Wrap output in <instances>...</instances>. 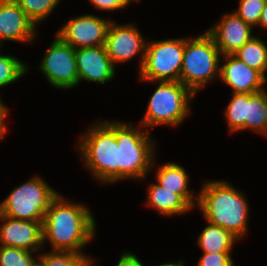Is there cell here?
Returning a JSON list of instances; mask_svg holds the SVG:
<instances>
[{
	"mask_svg": "<svg viewBox=\"0 0 267 266\" xmlns=\"http://www.w3.org/2000/svg\"><path fill=\"white\" fill-rule=\"evenodd\" d=\"M43 247L51 251L85 254L82 249L96 234V220L87 206L68 201L58 194L50 203L42 223Z\"/></svg>",
	"mask_w": 267,
	"mask_h": 266,
	"instance_id": "1",
	"label": "cell"
},
{
	"mask_svg": "<svg viewBox=\"0 0 267 266\" xmlns=\"http://www.w3.org/2000/svg\"><path fill=\"white\" fill-rule=\"evenodd\" d=\"M197 206L207 222L230 231L239 240L247 235L248 202L243 192L229 182L205 181L198 193Z\"/></svg>",
	"mask_w": 267,
	"mask_h": 266,
	"instance_id": "2",
	"label": "cell"
},
{
	"mask_svg": "<svg viewBox=\"0 0 267 266\" xmlns=\"http://www.w3.org/2000/svg\"><path fill=\"white\" fill-rule=\"evenodd\" d=\"M77 148L84 166L101 184L119 181V148L115 121H96L82 134Z\"/></svg>",
	"mask_w": 267,
	"mask_h": 266,
	"instance_id": "3",
	"label": "cell"
},
{
	"mask_svg": "<svg viewBox=\"0 0 267 266\" xmlns=\"http://www.w3.org/2000/svg\"><path fill=\"white\" fill-rule=\"evenodd\" d=\"M133 123L116 121V140L119 148V180H141L153 169L156 161L155 140L150 131ZM155 159V160H154Z\"/></svg>",
	"mask_w": 267,
	"mask_h": 266,
	"instance_id": "4",
	"label": "cell"
},
{
	"mask_svg": "<svg viewBox=\"0 0 267 266\" xmlns=\"http://www.w3.org/2000/svg\"><path fill=\"white\" fill-rule=\"evenodd\" d=\"M221 57L220 50L207 31L196 38H185L180 82L196 95L207 83L220 76Z\"/></svg>",
	"mask_w": 267,
	"mask_h": 266,
	"instance_id": "5",
	"label": "cell"
},
{
	"mask_svg": "<svg viewBox=\"0 0 267 266\" xmlns=\"http://www.w3.org/2000/svg\"><path fill=\"white\" fill-rule=\"evenodd\" d=\"M140 121L146 130L159 125L180 126L190 113L194 94L180 81H159Z\"/></svg>",
	"mask_w": 267,
	"mask_h": 266,
	"instance_id": "6",
	"label": "cell"
},
{
	"mask_svg": "<svg viewBox=\"0 0 267 266\" xmlns=\"http://www.w3.org/2000/svg\"><path fill=\"white\" fill-rule=\"evenodd\" d=\"M59 193L39 176L16 186L0 203V213L13 219L43 221Z\"/></svg>",
	"mask_w": 267,
	"mask_h": 266,
	"instance_id": "7",
	"label": "cell"
},
{
	"mask_svg": "<svg viewBox=\"0 0 267 266\" xmlns=\"http://www.w3.org/2000/svg\"><path fill=\"white\" fill-rule=\"evenodd\" d=\"M184 49V37L147 42L140 80L180 81Z\"/></svg>",
	"mask_w": 267,
	"mask_h": 266,
	"instance_id": "8",
	"label": "cell"
},
{
	"mask_svg": "<svg viewBox=\"0 0 267 266\" xmlns=\"http://www.w3.org/2000/svg\"><path fill=\"white\" fill-rule=\"evenodd\" d=\"M44 53L39 67L47 83L56 89H71L79 84L75 49L57 35Z\"/></svg>",
	"mask_w": 267,
	"mask_h": 266,
	"instance_id": "9",
	"label": "cell"
},
{
	"mask_svg": "<svg viewBox=\"0 0 267 266\" xmlns=\"http://www.w3.org/2000/svg\"><path fill=\"white\" fill-rule=\"evenodd\" d=\"M111 22L93 14H84L67 21L56 35L74 49L105 46Z\"/></svg>",
	"mask_w": 267,
	"mask_h": 266,
	"instance_id": "10",
	"label": "cell"
},
{
	"mask_svg": "<svg viewBox=\"0 0 267 266\" xmlns=\"http://www.w3.org/2000/svg\"><path fill=\"white\" fill-rule=\"evenodd\" d=\"M142 33L134 23L116 24L110 23L105 41V48L114 66L118 63L127 62L134 56L141 53L139 61V71L145 58L147 41L144 40Z\"/></svg>",
	"mask_w": 267,
	"mask_h": 266,
	"instance_id": "11",
	"label": "cell"
},
{
	"mask_svg": "<svg viewBox=\"0 0 267 266\" xmlns=\"http://www.w3.org/2000/svg\"><path fill=\"white\" fill-rule=\"evenodd\" d=\"M0 246L22 248L31 252L43 249V221L13 219L0 213ZM41 247V248H40Z\"/></svg>",
	"mask_w": 267,
	"mask_h": 266,
	"instance_id": "12",
	"label": "cell"
},
{
	"mask_svg": "<svg viewBox=\"0 0 267 266\" xmlns=\"http://www.w3.org/2000/svg\"><path fill=\"white\" fill-rule=\"evenodd\" d=\"M221 18L207 32L214 39L222 56L233 55L254 37L253 27L234 12L224 14Z\"/></svg>",
	"mask_w": 267,
	"mask_h": 266,
	"instance_id": "13",
	"label": "cell"
},
{
	"mask_svg": "<svg viewBox=\"0 0 267 266\" xmlns=\"http://www.w3.org/2000/svg\"><path fill=\"white\" fill-rule=\"evenodd\" d=\"M221 62L219 77L232 88L233 93H258L265 89L267 78L236 56L223 55Z\"/></svg>",
	"mask_w": 267,
	"mask_h": 266,
	"instance_id": "14",
	"label": "cell"
},
{
	"mask_svg": "<svg viewBox=\"0 0 267 266\" xmlns=\"http://www.w3.org/2000/svg\"><path fill=\"white\" fill-rule=\"evenodd\" d=\"M36 35L35 24L15 0H0V47L4 40L31 43Z\"/></svg>",
	"mask_w": 267,
	"mask_h": 266,
	"instance_id": "15",
	"label": "cell"
},
{
	"mask_svg": "<svg viewBox=\"0 0 267 266\" xmlns=\"http://www.w3.org/2000/svg\"><path fill=\"white\" fill-rule=\"evenodd\" d=\"M79 83L82 80L105 84L115 77V66L105 46L75 49Z\"/></svg>",
	"mask_w": 267,
	"mask_h": 266,
	"instance_id": "16",
	"label": "cell"
},
{
	"mask_svg": "<svg viewBox=\"0 0 267 266\" xmlns=\"http://www.w3.org/2000/svg\"><path fill=\"white\" fill-rule=\"evenodd\" d=\"M156 180L164 189L178 194L191 208L197 206L198 194L188 187L189 177L185 169L176 163L167 162L158 166Z\"/></svg>",
	"mask_w": 267,
	"mask_h": 266,
	"instance_id": "17",
	"label": "cell"
},
{
	"mask_svg": "<svg viewBox=\"0 0 267 266\" xmlns=\"http://www.w3.org/2000/svg\"><path fill=\"white\" fill-rule=\"evenodd\" d=\"M146 205L165 216L181 215L192 209L178 194L164 189L158 183L148 188Z\"/></svg>",
	"mask_w": 267,
	"mask_h": 266,
	"instance_id": "18",
	"label": "cell"
},
{
	"mask_svg": "<svg viewBox=\"0 0 267 266\" xmlns=\"http://www.w3.org/2000/svg\"><path fill=\"white\" fill-rule=\"evenodd\" d=\"M207 223L197 239L199 247L206 253H231L234 243L239 239L230 231Z\"/></svg>",
	"mask_w": 267,
	"mask_h": 266,
	"instance_id": "19",
	"label": "cell"
},
{
	"mask_svg": "<svg viewBox=\"0 0 267 266\" xmlns=\"http://www.w3.org/2000/svg\"><path fill=\"white\" fill-rule=\"evenodd\" d=\"M245 130L267 135V91L246 93Z\"/></svg>",
	"mask_w": 267,
	"mask_h": 266,
	"instance_id": "20",
	"label": "cell"
},
{
	"mask_svg": "<svg viewBox=\"0 0 267 266\" xmlns=\"http://www.w3.org/2000/svg\"><path fill=\"white\" fill-rule=\"evenodd\" d=\"M247 66L258 70L265 78L267 72V45L254 36L243 47L233 54Z\"/></svg>",
	"mask_w": 267,
	"mask_h": 266,
	"instance_id": "21",
	"label": "cell"
},
{
	"mask_svg": "<svg viewBox=\"0 0 267 266\" xmlns=\"http://www.w3.org/2000/svg\"><path fill=\"white\" fill-rule=\"evenodd\" d=\"M38 266H97L94 259L86 254H78L68 251H50L40 253Z\"/></svg>",
	"mask_w": 267,
	"mask_h": 266,
	"instance_id": "22",
	"label": "cell"
},
{
	"mask_svg": "<svg viewBox=\"0 0 267 266\" xmlns=\"http://www.w3.org/2000/svg\"><path fill=\"white\" fill-rule=\"evenodd\" d=\"M246 93H232L225 109L229 131L232 133L245 130Z\"/></svg>",
	"mask_w": 267,
	"mask_h": 266,
	"instance_id": "23",
	"label": "cell"
},
{
	"mask_svg": "<svg viewBox=\"0 0 267 266\" xmlns=\"http://www.w3.org/2000/svg\"><path fill=\"white\" fill-rule=\"evenodd\" d=\"M0 47V88L14 83L28 72L27 64L10 55H3Z\"/></svg>",
	"mask_w": 267,
	"mask_h": 266,
	"instance_id": "24",
	"label": "cell"
},
{
	"mask_svg": "<svg viewBox=\"0 0 267 266\" xmlns=\"http://www.w3.org/2000/svg\"><path fill=\"white\" fill-rule=\"evenodd\" d=\"M21 10L35 24L46 19L61 0H15Z\"/></svg>",
	"mask_w": 267,
	"mask_h": 266,
	"instance_id": "25",
	"label": "cell"
},
{
	"mask_svg": "<svg viewBox=\"0 0 267 266\" xmlns=\"http://www.w3.org/2000/svg\"><path fill=\"white\" fill-rule=\"evenodd\" d=\"M22 248L0 246V266H38V258Z\"/></svg>",
	"mask_w": 267,
	"mask_h": 266,
	"instance_id": "26",
	"label": "cell"
},
{
	"mask_svg": "<svg viewBox=\"0 0 267 266\" xmlns=\"http://www.w3.org/2000/svg\"><path fill=\"white\" fill-rule=\"evenodd\" d=\"M265 3L266 0H240L237 10L233 12L250 26H258Z\"/></svg>",
	"mask_w": 267,
	"mask_h": 266,
	"instance_id": "27",
	"label": "cell"
},
{
	"mask_svg": "<svg viewBox=\"0 0 267 266\" xmlns=\"http://www.w3.org/2000/svg\"><path fill=\"white\" fill-rule=\"evenodd\" d=\"M197 266H235L231 253H206L199 258Z\"/></svg>",
	"mask_w": 267,
	"mask_h": 266,
	"instance_id": "28",
	"label": "cell"
},
{
	"mask_svg": "<svg viewBox=\"0 0 267 266\" xmlns=\"http://www.w3.org/2000/svg\"><path fill=\"white\" fill-rule=\"evenodd\" d=\"M96 10L115 11L129 5L127 0H88Z\"/></svg>",
	"mask_w": 267,
	"mask_h": 266,
	"instance_id": "29",
	"label": "cell"
},
{
	"mask_svg": "<svg viewBox=\"0 0 267 266\" xmlns=\"http://www.w3.org/2000/svg\"><path fill=\"white\" fill-rule=\"evenodd\" d=\"M116 266H144L132 252H123Z\"/></svg>",
	"mask_w": 267,
	"mask_h": 266,
	"instance_id": "30",
	"label": "cell"
},
{
	"mask_svg": "<svg viewBox=\"0 0 267 266\" xmlns=\"http://www.w3.org/2000/svg\"><path fill=\"white\" fill-rule=\"evenodd\" d=\"M9 109L3 104L0 99V139H3L7 133V126L5 125L6 118L8 117Z\"/></svg>",
	"mask_w": 267,
	"mask_h": 266,
	"instance_id": "31",
	"label": "cell"
},
{
	"mask_svg": "<svg viewBox=\"0 0 267 266\" xmlns=\"http://www.w3.org/2000/svg\"><path fill=\"white\" fill-rule=\"evenodd\" d=\"M259 27L262 26L261 28L267 29V0L264 6V9L261 13L260 19H259Z\"/></svg>",
	"mask_w": 267,
	"mask_h": 266,
	"instance_id": "32",
	"label": "cell"
},
{
	"mask_svg": "<svg viewBox=\"0 0 267 266\" xmlns=\"http://www.w3.org/2000/svg\"><path fill=\"white\" fill-rule=\"evenodd\" d=\"M158 266H184V262L183 259H180V261H178L177 263H164V264H160Z\"/></svg>",
	"mask_w": 267,
	"mask_h": 266,
	"instance_id": "33",
	"label": "cell"
},
{
	"mask_svg": "<svg viewBox=\"0 0 267 266\" xmlns=\"http://www.w3.org/2000/svg\"><path fill=\"white\" fill-rule=\"evenodd\" d=\"M129 3L130 2H133V1H135V2H139V1H141V0H127Z\"/></svg>",
	"mask_w": 267,
	"mask_h": 266,
	"instance_id": "34",
	"label": "cell"
}]
</instances>
